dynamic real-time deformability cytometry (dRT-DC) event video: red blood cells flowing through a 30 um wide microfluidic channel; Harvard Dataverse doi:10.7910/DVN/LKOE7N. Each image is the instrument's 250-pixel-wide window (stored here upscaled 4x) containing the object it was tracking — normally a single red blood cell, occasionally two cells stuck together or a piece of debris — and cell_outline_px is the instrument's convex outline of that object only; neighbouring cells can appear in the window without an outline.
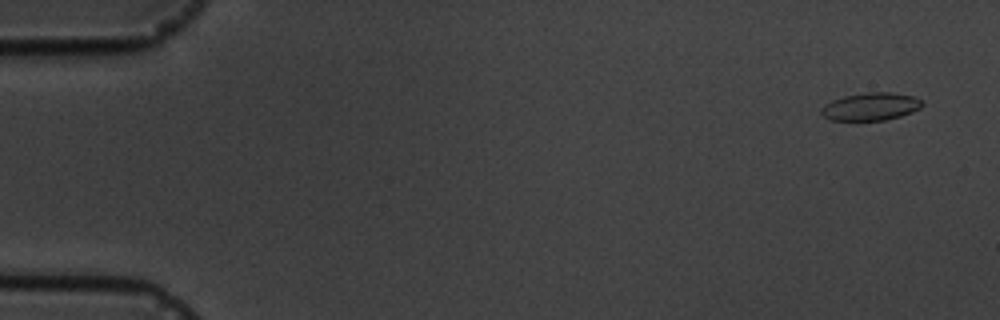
{"species": "common noctule bat (a hibernating species)", "species_latin": "Nyctalus noctula", "temperature_condition": "cold", "stored_images_in_passage": 4, "camera_frame_rate_fps": 3000, "um_per_image_px": 0.085, "animal": {"sex": "male", "body_mass_g": 19.5, "forearm_length_mm": 54.6}, "frame": {"image": 1, "passage_image": 1, "time_ms": 0.0, "image_size_px": [1000, 320], "cell_outline_px": [[924, 104], [920, 108], [912, 112], [900, 116], [884, 120], [832, 120], [824, 116], [820, 112], [820, 108], [824, 104], [832, 100], [844, 96], [868, 92], [892, 92], [912, 96], [920, 100]], "centroid_in_image_um": [73.99, 9.05], "position_along_channel_um": 11.0, "area_um2": 16.24}}
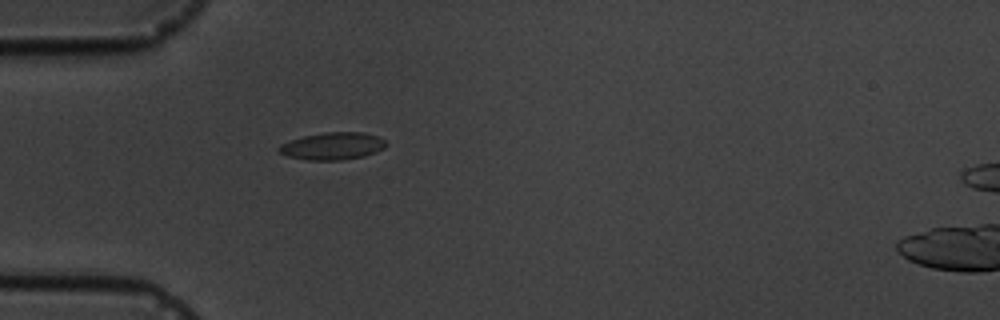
{"frame": {"image": 2, "passage_image": 4, "time_ms": 4.667, "image_size_px": [1000, 320], "cell_outline_px": [[388, 144], [384, 148], [376, 152], [364, 156], [344, 160], [308, 160], [288, 156], [280, 152], [276, 148], [280, 144], [304, 136], [324, 132], [364, 132], [376, 136], [384, 140]], "centroid_in_image_um": [28.28, 12.42], "position_along_channel_um": 56.7, "area_um2": 17.05}}